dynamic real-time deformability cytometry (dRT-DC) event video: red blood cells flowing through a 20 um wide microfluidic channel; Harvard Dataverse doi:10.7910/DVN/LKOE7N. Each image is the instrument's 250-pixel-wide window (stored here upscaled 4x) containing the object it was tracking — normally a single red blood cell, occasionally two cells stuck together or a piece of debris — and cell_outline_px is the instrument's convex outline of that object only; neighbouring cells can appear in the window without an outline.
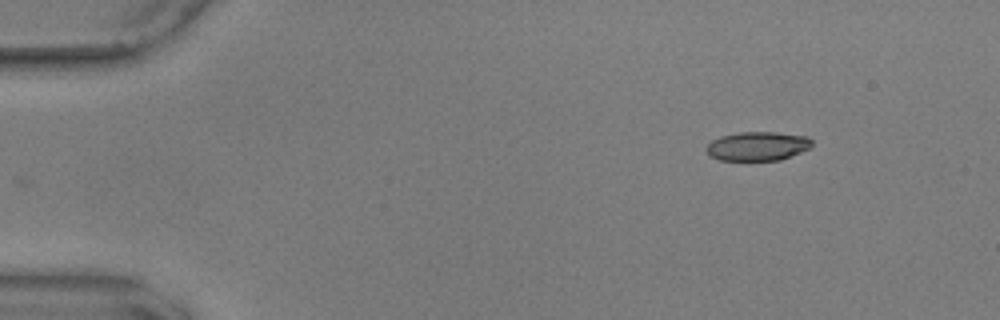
{"species": "common noctule bat (a hibernating species)", "species_latin": "Nyctalus noctula", "temperature_condition": "warm", "stored_images_in_passage": 3, "camera_frame_rate_fps": 3000, "um_per_image_px": 0.085, "animal": {"sex": "male", "body_mass_g": 17.9, "forearm_length_mm": 54.2}, "frame": {"image": 1, "passage_image": 1, "time_ms": 0.0, "image_size_px": [1000, 320], "cell_outline_px": [[812, 144], [808, 148], [800, 152], [780, 160], [720, 160], [708, 156], [704, 148], [712, 140], [720, 136], [740, 132], [776, 132], [808, 136], [812, 140]], "centroid_in_image_um": [64.35, 12.42], "position_along_channel_um": 20.6, "area_um2": 17.92}}